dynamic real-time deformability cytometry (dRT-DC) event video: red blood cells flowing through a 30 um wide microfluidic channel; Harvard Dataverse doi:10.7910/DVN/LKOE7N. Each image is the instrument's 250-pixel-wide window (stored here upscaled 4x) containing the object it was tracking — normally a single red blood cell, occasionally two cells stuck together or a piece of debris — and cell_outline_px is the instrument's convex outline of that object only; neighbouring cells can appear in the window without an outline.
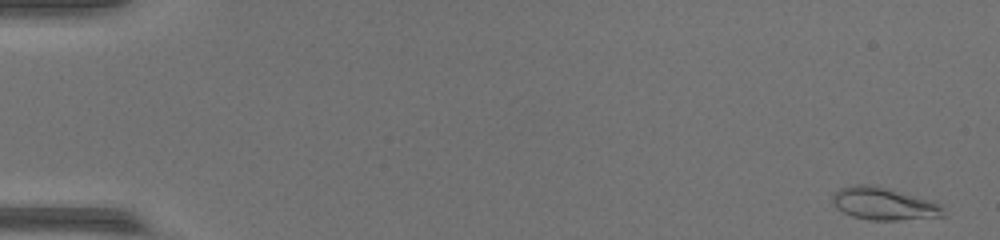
{"species": "common noctule bat (a hibernating species)", "species_latin": "Nyctalus noctula", "temperature_condition": "warm", "stored_images_in_passage": 52, "camera_frame_rate_fps": 3000, "um_per_image_px": 0.085, "animal": {"sex": "female", "body_mass_g": 17.0, "forearm_length_mm": 48.0}, "frame": {"image": 1, "passage_image": 1, "time_ms": 0.0, "image_size_px": [1000, 240], "cell_outline_px": [[944, 216], [900, 220], [868, 220], [852, 216], [844, 212], [832, 200], [832, 196], [840, 188], [856, 184], [876, 184], [932, 200], [940, 204]], "centroid_in_image_um": [75.15, 17.3], "position_along_channel_um": 9.9, "area_um2": 20.98}}
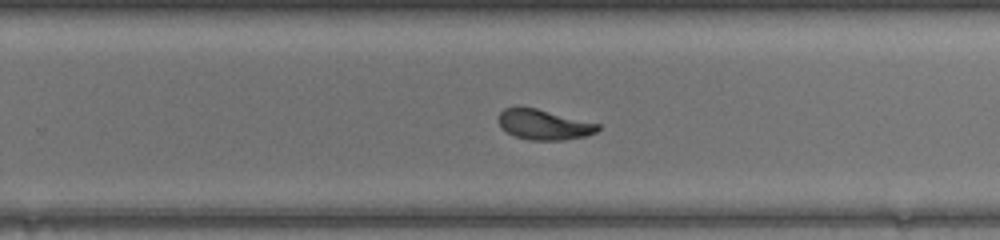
{"frame": {"image": 2, "passage_image": 34, "time_ms": 11.0, "image_size_px": [1000, 240], "cell_outline_px": [[600, 128], [596, 132], [588, 136], [564, 140], [528, 140], [516, 136], [508, 132], [496, 120], [500, 112], [504, 108], [536, 108], [600, 124]], "centroid_in_image_um": [46.26, 10.6], "position_along_channel_um": 283.5, "area_um2": 17.34}}
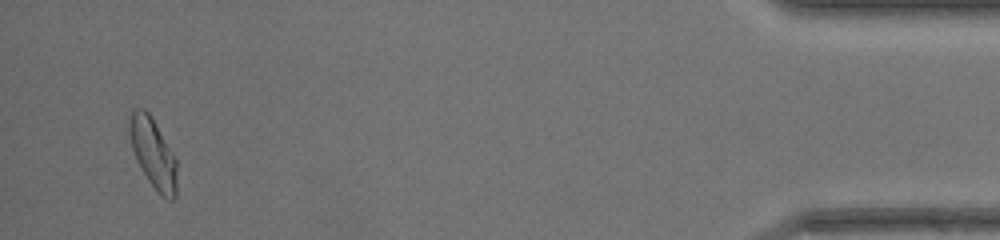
{"frame": {"image": 3, "passage_image": 50, "time_ms": 16.333, "image_size_px": [1000, 240], "cell_outline_px": [[176, 196], [172, 200], [168, 200], [160, 196], [156, 192], [148, 180], [136, 160], [132, 148], [128, 132], [128, 120], [132, 108], [144, 108], [148, 112], [176, 160]], "centroid_in_image_um": [12.97, 13.04], "position_along_channel_um": 422.2, "area_um2": 19.19}}